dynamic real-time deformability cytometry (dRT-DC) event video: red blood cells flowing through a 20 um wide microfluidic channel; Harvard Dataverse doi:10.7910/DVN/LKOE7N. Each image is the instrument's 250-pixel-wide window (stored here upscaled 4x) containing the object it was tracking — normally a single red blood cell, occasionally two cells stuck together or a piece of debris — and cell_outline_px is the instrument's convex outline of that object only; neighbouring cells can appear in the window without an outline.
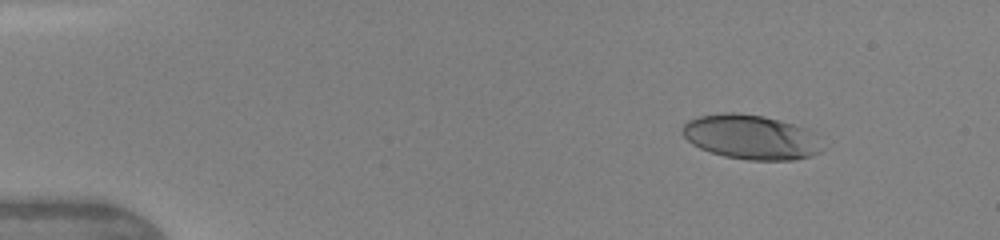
{"species": "human", "species_latin": "Homo sapiens", "temperature_condition": "warm", "stored_images_in_passage": 9, "camera_frame_rate_fps": 3000, "um_per_image_px": 0.085, "donor": {"sex": "female"}, "frame": {"image": 1, "passage_image": 3, "time_ms": 1.667, "image_size_px": [1000, 240], "cell_outline_px": [[820, 152], [796, 160], [748, 160], [724, 156], [700, 148], [692, 144], [680, 132], [680, 128], [688, 120], [696, 116], [724, 112], [736, 112], [764, 116], [792, 124], [804, 128]], "centroid_in_image_um": [63.64, 11.64], "position_along_channel_um": 21.4, "area_um2": 35.49}}
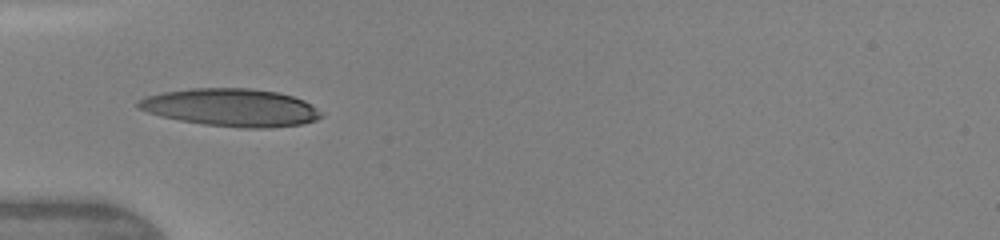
{"frame": {"image": 2, "passage_image": 7, "time_ms": 5.0, "image_size_px": [1000, 240], "cell_outline_px": [[324, 116], [316, 120], [300, 124], [268, 128], [244, 128], [204, 124], [180, 120], [160, 116], [136, 108], [136, 100], [144, 96], [164, 92], [192, 88], [252, 88], [280, 92], [304, 100], [312, 104], [324, 112]], "centroid_in_image_um": [19.66, 9.13], "position_along_channel_um": 65.3, "area_um2": 40.58}}